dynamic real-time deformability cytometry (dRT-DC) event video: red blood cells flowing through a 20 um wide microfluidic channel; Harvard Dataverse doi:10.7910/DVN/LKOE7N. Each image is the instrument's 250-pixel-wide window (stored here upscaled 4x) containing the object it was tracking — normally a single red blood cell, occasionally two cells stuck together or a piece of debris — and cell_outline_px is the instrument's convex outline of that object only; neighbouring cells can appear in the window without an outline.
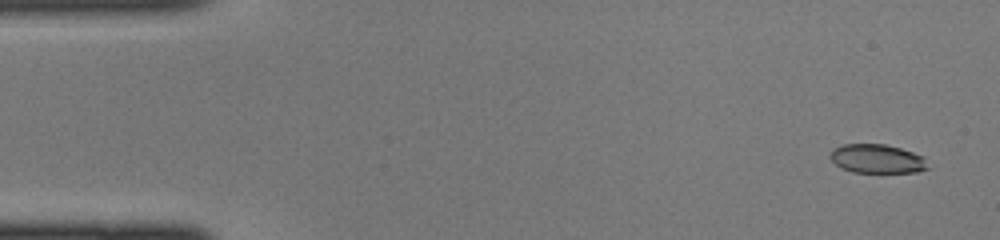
{"species": "common noctule bat (a hibernating species)", "species_latin": "Nyctalus noctula", "temperature_condition": "cold", "stored_images_in_passage": 44, "camera_frame_rate_fps": 3000, "um_per_image_px": 0.085, "animal": {"sex": "female", "body_mass_g": 22.0, "forearm_length_mm": 56.7}, "frame": {"image": 1, "passage_image": 2, "time_ms": 0.333, "image_size_px": [1000, 240], "cell_outline_px": [[928, 168], [916, 172], [852, 172], [840, 168], [828, 156], [832, 148], [844, 144], [884, 144], [900, 148], [924, 156]], "centroid_in_image_um": [74.51, 13.49], "position_along_channel_um": 10.5, "area_um2": 16.47}}
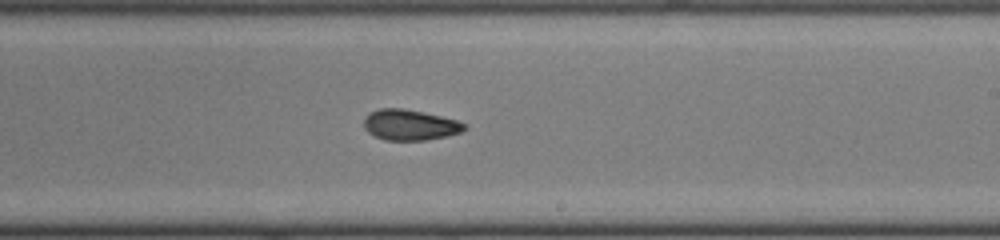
{"frame": {"image": 2, "passage_image": 26, "time_ms": 8.333, "image_size_px": [1000, 240], "cell_outline_px": [[468, 128], [460, 132], [444, 136], [424, 140], [384, 140], [368, 132], [364, 128], [364, 116], [368, 112], [380, 108], [404, 108], [424, 112], [456, 120], [468, 124]], "centroid_in_image_um": [34.82, 10.6], "position_along_channel_um": 254.2, "area_um2": 18.03}}
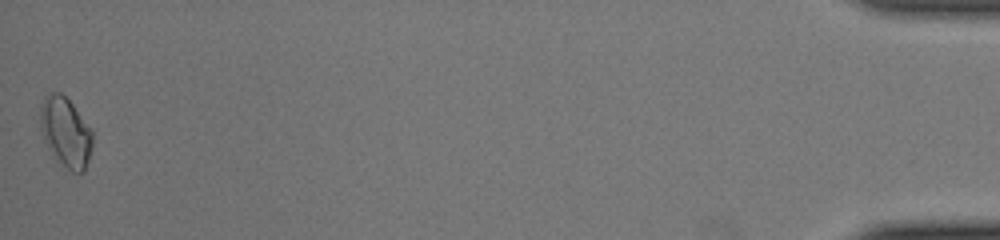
{"frame": {"image": 3, "passage_image": 44, "time_ms": 14.333, "image_size_px": [1000, 240], "cell_outline_px": [[92, 148], [84, 172], [72, 172], [56, 160], [48, 148], [44, 140], [40, 128], [40, 108], [44, 96], [48, 92], [60, 92], [72, 104], [92, 128]], "centroid_in_image_um": [5.57, 11.23], "position_along_channel_um": 429.6, "area_um2": 21.39}}